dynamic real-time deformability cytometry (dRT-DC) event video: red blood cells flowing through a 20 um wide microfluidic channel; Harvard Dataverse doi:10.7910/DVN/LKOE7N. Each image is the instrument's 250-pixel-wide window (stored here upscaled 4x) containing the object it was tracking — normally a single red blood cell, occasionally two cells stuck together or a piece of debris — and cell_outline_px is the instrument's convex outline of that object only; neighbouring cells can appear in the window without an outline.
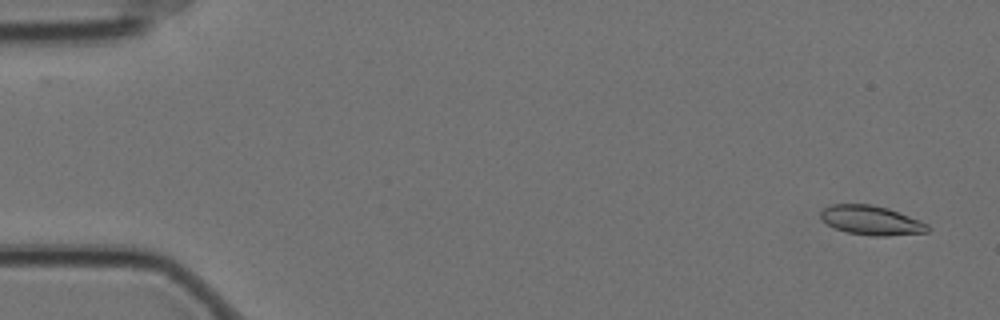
{"species": "Egyptian fruit bat (a non-hibernating species)", "species_latin": "Rousettus aegyptiacus", "temperature_condition": "cold", "stored_images_in_passage": 16, "camera_frame_rate_fps": 3000, "um_per_image_px": 0.085, "animal": {"sex": "female"}, "frame": {"image": 1, "passage_image": 2, "time_ms": 0.333, "image_size_px": [1000, 320], "cell_outline_px": [[928, 232], [888, 236], [872, 236], [844, 232], [828, 224], [820, 216], [820, 212], [824, 208], [832, 204], [872, 204], [888, 208], [920, 220], [928, 224]], "centroid_in_image_um": [74.06, 18.73], "position_along_channel_um": 10.9, "area_um2": 18.26}}
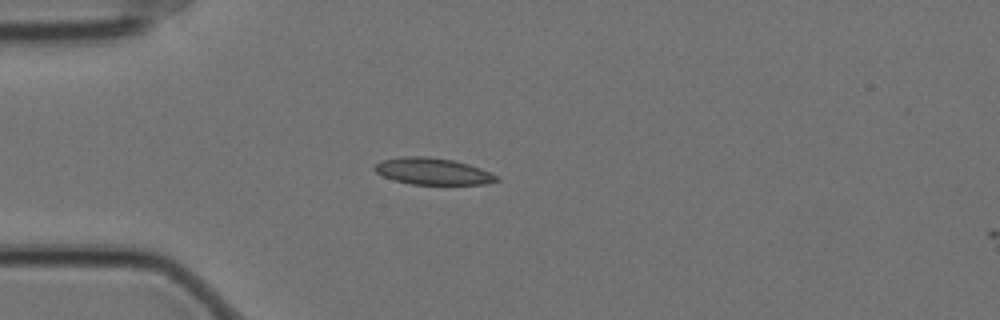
{"frame": {"image": 2, "passage_image": 15, "time_ms": 4.667, "image_size_px": [1000, 320], "cell_outline_px": [[500, 180], [484, 184], [412, 184], [392, 180], [376, 172], [372, 168], [376, 164], [384, 160], [400, 156], [428, 156], [452, 160], [468, 164], [480, 168], [500, 176]], "centroid_in_image_um": [36.79, 14.56], "position_along_channel_um": 48.2, "area_um2": 18.96}}